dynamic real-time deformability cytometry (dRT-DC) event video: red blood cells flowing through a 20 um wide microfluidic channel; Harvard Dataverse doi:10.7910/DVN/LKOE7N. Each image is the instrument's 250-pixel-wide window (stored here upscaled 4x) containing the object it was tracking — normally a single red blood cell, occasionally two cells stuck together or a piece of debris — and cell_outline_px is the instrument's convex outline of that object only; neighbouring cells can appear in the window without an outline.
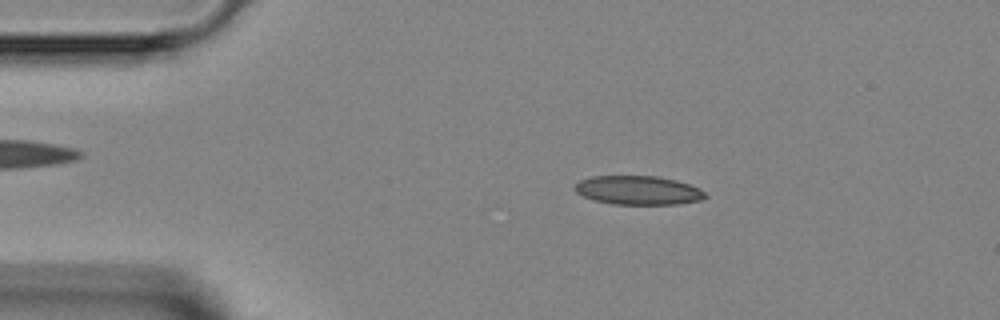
{"species": "Egyptian fruit bat (a non-hibernating species)", "species_latin": "Rousettus aegyptiacus", "temperature_condition": "room temperature", "stored_images_in_passage": 46, "camera_frame_rate_fps": 3000, "um_per_image_px": 0.085, "animal": {"sex": "female"}, "frame": {"image": 1, "passage_image": 8, "time_ms": 2.333, "image_size_px": [1000, 320], "cell_outline_px": [[708, 196], [700, 200], [680, 204], [612, 204], [596, 200], [584, 196], [576, 192], [572, 188], [580, 180], [592, 176], [656, 176], [676, 180], [700, 188]], "centroid_in_image_um": [54.25, 16.17], "position_along_channel_um": 30.7, "area_um2": 21.91}}
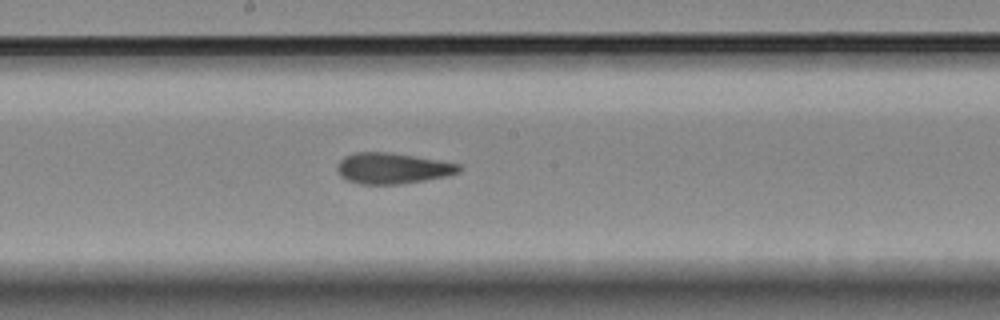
{"frame": {"image": 2, "passage_image": 24, "time_ms": 7.667, "image_size_px": [1000, 320], "cell_outline_px": [[460, 172], [448, 176], [400, 184], [360, 184], [344, 180], [336, 172], [336, 168], [340, 160], [344, 156], [356, 152], [388, 152], [460, 164]], "centroid_in_image_um": [33.3, 14.31], "position_along_channel_um": 214.9, "area_um2": 21.91}}
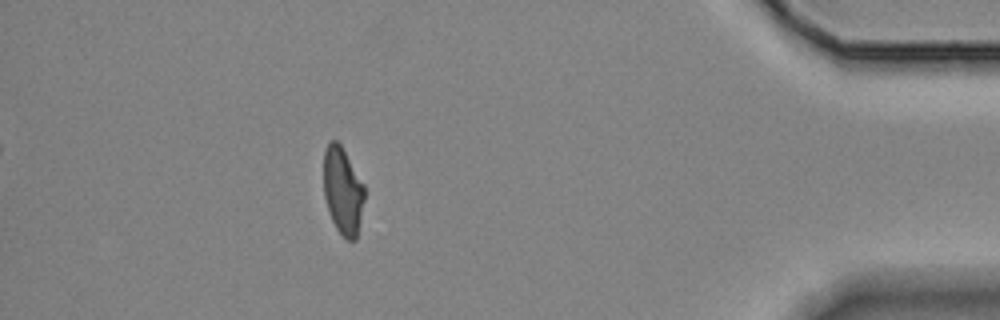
{"frame": {"image": 3, "passage_image": 41, "time_ms": 13.333, "image_size_px": [1000, 320], "cell_outline_px": [[364, 200], [356, 240], [348, 240], [336, 228], [328, 212], [324, 196], [324, 152], [328, 144], [332, 140], [336, 140], [340, 144], [364, 184]], "centroid_in_image_um": [29.13, 16.22], "position_along_channel_um": 406.1, "area_um2": 20.52}}